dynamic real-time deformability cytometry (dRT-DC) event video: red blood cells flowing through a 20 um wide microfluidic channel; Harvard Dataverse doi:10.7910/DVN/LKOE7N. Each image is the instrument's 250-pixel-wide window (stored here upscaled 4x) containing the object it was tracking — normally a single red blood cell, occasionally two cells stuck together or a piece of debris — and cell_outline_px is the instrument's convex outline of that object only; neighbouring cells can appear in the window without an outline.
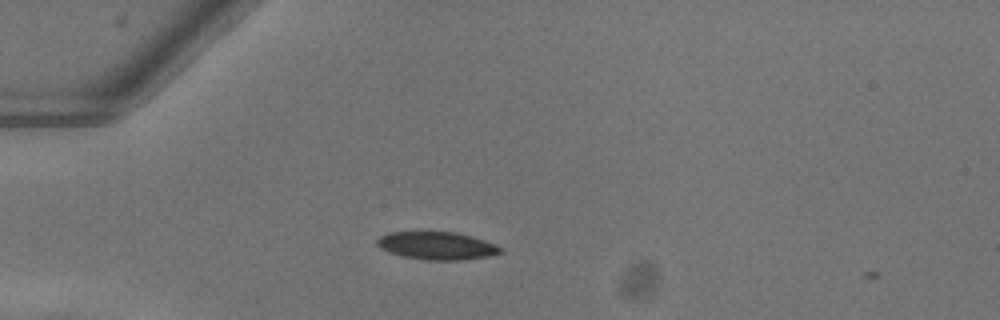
{"species": "common noctule bat (a hibernating species)", "species_latin": "Nyctalus noctula", "temperature_condition": "warm", "stored_images_in_passage": 4, "camera_frame_rate_fps": 3000, "um_per_image_px": 0.085, "animal": {"sex": "female"}, "frame": {"image": 1, "passage_image": 2, "time_ms": 0.333, "image_size_px": [1000, 320], "cell_outline_px": [[504, 252], [488, 256], [460, 260], [428, 260], [404, 256], [388, 252], [380, 248], [376, 244], [376, 240], [380, 236], [388, 232], [456, 232], [472, 236], [496, 244], [504, 248]], "centroid_in_image_um": [37.15, 20.88], "position_along_channel_um": 47.8, "area_um2": 20.06}}